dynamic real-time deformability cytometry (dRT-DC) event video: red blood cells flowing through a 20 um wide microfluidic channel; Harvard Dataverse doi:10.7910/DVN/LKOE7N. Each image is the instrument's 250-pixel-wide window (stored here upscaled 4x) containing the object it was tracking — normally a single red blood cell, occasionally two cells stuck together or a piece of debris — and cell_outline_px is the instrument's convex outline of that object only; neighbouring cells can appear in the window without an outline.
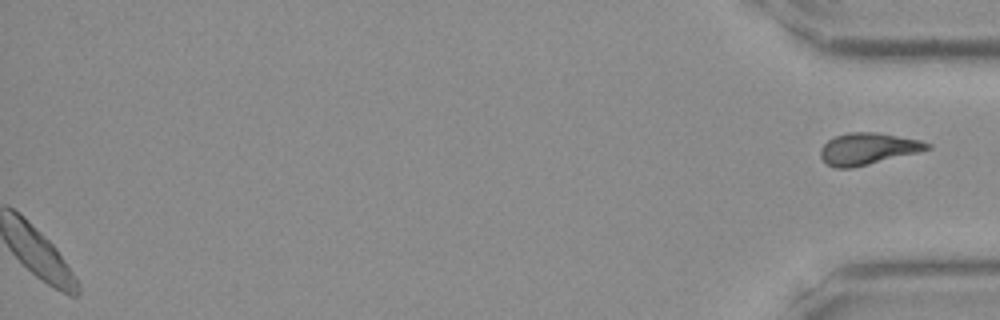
{"species": "Egyptian fruit bat (a non-hibernating species)", "species_latin": "Rousettus aegyptiacus", "temperature_condition": "room temperature", "stored_images_in_passage": 39, "segment_of_instrument_passage": [2, 2], "camera_frame_rate_fps": 3000, "um_per_image_px": 0.085, "frame": {"image": 1, "passage_image": 39, "time_ms": 12.667, "image_size_px": [1000, 320], "cell_outline_px": [[932, 148], [852, 168], [836, 168], [828, 164], [820, 156], [820, 148], [828, 140], [836, 136], [848, 132], [876, 132], [920, 140], [932, 144]], "centroid_in_image_um": [73.75, 12.63], "position_along_channel_um": 361.5, "area_um2": 19.42}}